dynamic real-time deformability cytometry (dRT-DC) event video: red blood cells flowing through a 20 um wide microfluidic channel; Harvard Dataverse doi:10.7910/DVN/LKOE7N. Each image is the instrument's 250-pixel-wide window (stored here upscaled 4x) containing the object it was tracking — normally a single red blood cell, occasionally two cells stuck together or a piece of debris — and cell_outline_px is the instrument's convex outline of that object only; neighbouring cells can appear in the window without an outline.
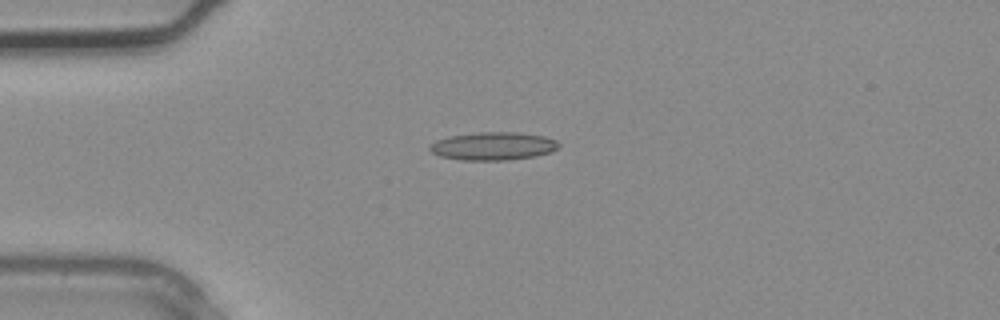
{"species": "common noctule bat (a hibernating species)", "species_latin": "Nyctalus noctula", "temperature_condition": "warm", "stored_images_in_passage": 3, "camera_frame_rate_fps": 3000, "um_per_image_px": 0.085, "animal": {"sex": "male", "body_mass_g": 20.4}, "frame": {"image": 1, "passage_image": 3, "time_ms": 0.667, "image_size_px": [1000, 320], "cell_outline_px": [[560, 144], [552, 152], [536, 156], [508, 160], [460, 160], [440, 156], [432, 152], [428, 148], [428, 144], [436, 140], [448, 136], [480, 132], [520, 132], [544, 136], [556, 140]], "centroid_in_image_um": [41.9, 12.41], "position_along_channel_um": 43.1, "area_um2": 21.27}}